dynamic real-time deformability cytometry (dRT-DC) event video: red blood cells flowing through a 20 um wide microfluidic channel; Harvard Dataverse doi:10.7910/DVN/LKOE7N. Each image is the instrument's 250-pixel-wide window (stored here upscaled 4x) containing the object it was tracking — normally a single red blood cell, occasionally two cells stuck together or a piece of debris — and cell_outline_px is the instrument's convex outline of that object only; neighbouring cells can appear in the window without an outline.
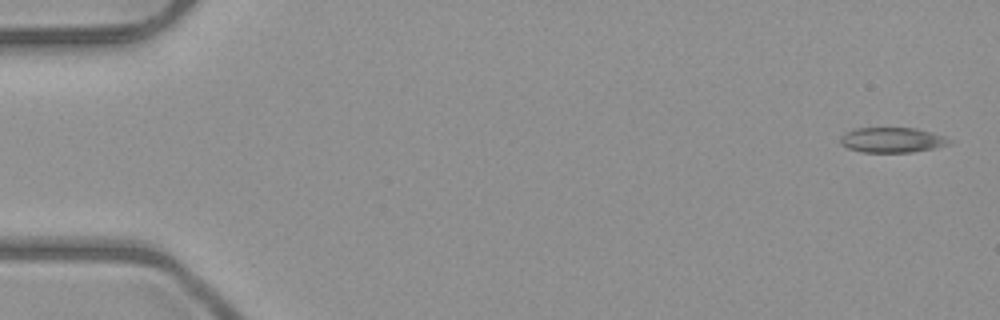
{"species": "common noctule bat (a hibernating species)", "species_latin": "Nyctalus noctula", "temperature_condition": "room temperature", "stored_images_in_passage": 5, "segment_of_instrument_passage": [2, 2], "camera_frame_rate_fps": 3000, "um_per_image_px": 0.085, "animal": {"sex": "male", "body_mass_g": 23.1, "forearm_length_mm": 52.7}, "frame": {"image": 1, "passage_image": 5, "time_ms": 4.667, "image_size_px": [1000, 320], "cell_outline_px": [[952, 140], [948, 144], [932, 148], [912, 152], [860, 152], [848, 148], [840, 144], [840, 136], [844, 132], [852, 128], [916, 128], [932, 132], [944, 136]], "centroid_in_image_um": [75.77, 11.89], "position_along_channel_um": 9.2, "area_um2": 16.01}}